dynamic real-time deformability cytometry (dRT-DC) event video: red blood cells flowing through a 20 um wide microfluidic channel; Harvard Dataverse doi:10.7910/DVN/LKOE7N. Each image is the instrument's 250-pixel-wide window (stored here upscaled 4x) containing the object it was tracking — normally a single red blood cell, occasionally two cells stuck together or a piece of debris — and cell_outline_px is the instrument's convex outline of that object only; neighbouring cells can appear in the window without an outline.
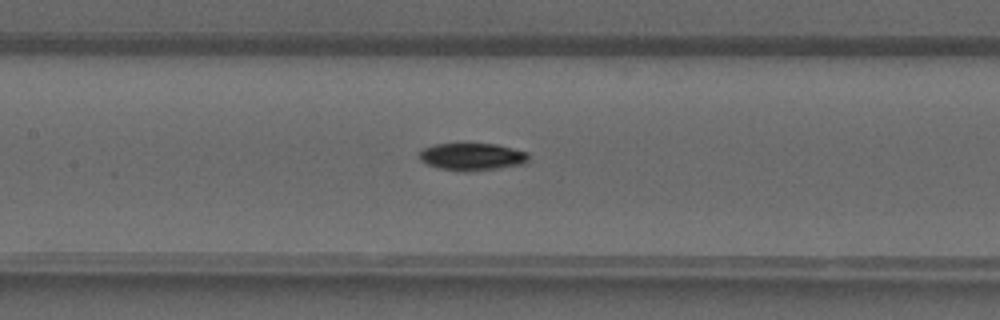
{"species": "common noctule bat (a hibernating species)", "species_latin": "Nyctalus noctula", "temperature_condition": "warm", "stored_images_in_passage": 38, "camera_frame_rate_fps": 3000, "um_per_image_px": 0.085, "animal": {"sex": "male", "forearm_length_mm": 52.5}, "frame": {"image": 1, "passage_image": 17, "time_ms": 5.333, "image_size_px": [1000, 320], "cell_outline_px": [[528, 160], [524, 164], [496, 168], [464, 172], [440, 168], [428, 164], [420, 160], [420, 152], [424, 148], [436, 144], [496, 144], [528, 152]], "centroid_in_image_um": [40.14, 13.32], "position_along_channel_um": 167.3, "area_um2": 17.17}}
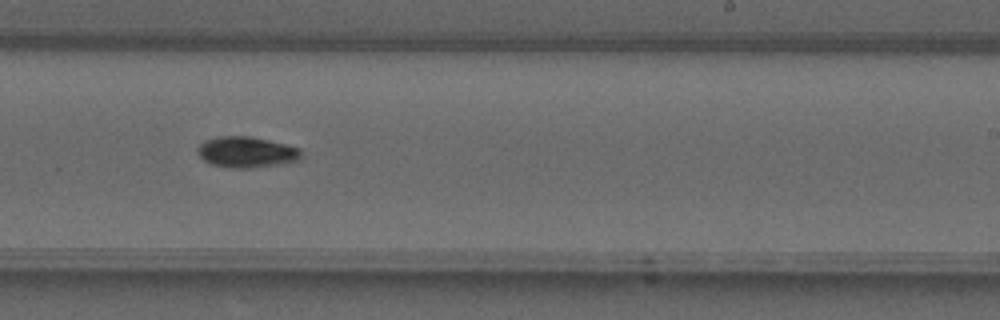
{"frame": {"image": 2, "passage_image": 23, "time_ms": 7.333, "image_size_px": [1000, 320], "cell_outline_px": [[304, 152], [300, 160], [248, 168], [228, 168], [212, 164], [204, 160], [196, 152], [196, 148], [204, 140], [220, 136], [252, 136], [300, 148]], "centroid_in_image_um": [20.94, 12.92], "position_along_channel_um": 268.1, "area_um2": 18.67}}
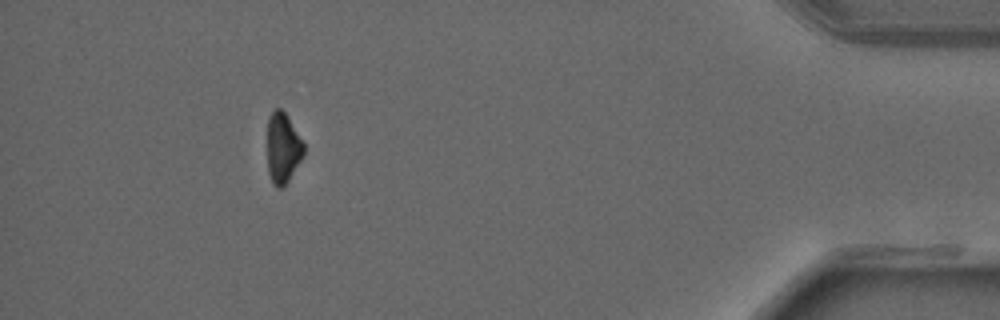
{"frame": {"image": 3, "passage_image": 35, "time_ms": 11.333, "image_size_px": [1000, 320], "cell_outline_px": [[304, 152], [300, 160], [284, 188], [276, 188], [272, 184], [268, 172], [268, 116], [276, 108], [280, 108], [288, 116], [304, 140]], "centroid_in_image_um": [24.05, 12.58], "position_along_channel_um": 411.2, "area_um2": 15.14}}